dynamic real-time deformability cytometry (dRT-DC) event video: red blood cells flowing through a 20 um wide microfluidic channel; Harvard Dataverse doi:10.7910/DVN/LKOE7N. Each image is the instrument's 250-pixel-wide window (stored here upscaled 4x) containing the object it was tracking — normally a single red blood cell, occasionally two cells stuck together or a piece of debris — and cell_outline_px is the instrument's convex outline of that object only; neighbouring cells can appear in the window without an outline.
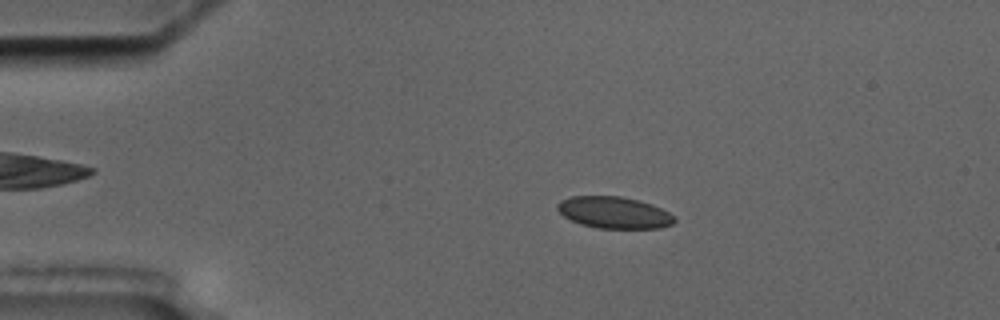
{"species": "common noctule bat (a hibernating species)", "species_latin": "Nyctalus noctula", "temperature_condition": "cold", "stored_images_in_passage": 6, "camera_frame_rate_fps": 3000, "um_per_image_px": 0.085, "animal": {"sex": "male", "body_mass_g": 17.5, "forearm_length_mm": 52.3}, "frame": {"image": 1, "passage_image": 3, "time_ms": 2.333, "image_size_px": [1000, 320], "cell_outline_px": [[676, 220], [672, 224], [660, 228], [596, 228], [580, 224], [564, 216], [556, 208], [556, 204], [560, 200], [572, 196], [620, 196], [640, 200], [652, 204], [668, 212]], "centroid_in_image_um": [52.17, 18.06], "position_along_channel_um": 32.8, "area_um2": 21.62}}
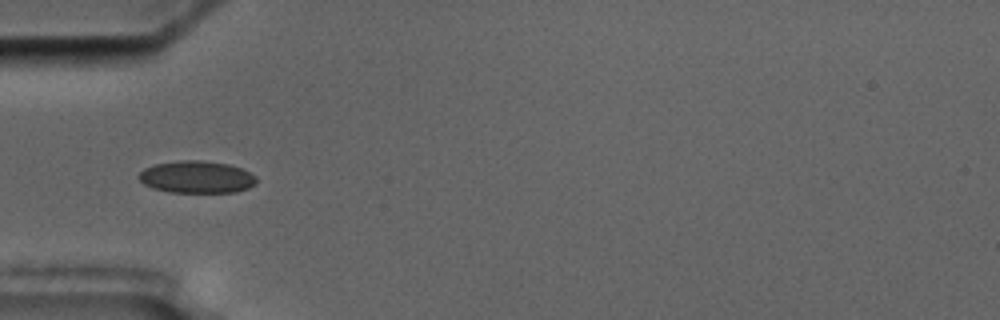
{"frame": {"image": 2, "passage_image": 5, "time_ms": 4.667, "image_size_px": [1000, 320], "cell_outline_px": [[256, 184], [248, 188], [236, 192], [168, 192], [152, 188], [144, 184], [136, 176], [144, 168], [156, 164], [180, 160], [200, 160], [228, 164], [240, 168], [256, 176]], "centroid_in_image_um": [16.69, 15.05], "position_along_channel_um": 68.3, "area_um2": 22.08}}